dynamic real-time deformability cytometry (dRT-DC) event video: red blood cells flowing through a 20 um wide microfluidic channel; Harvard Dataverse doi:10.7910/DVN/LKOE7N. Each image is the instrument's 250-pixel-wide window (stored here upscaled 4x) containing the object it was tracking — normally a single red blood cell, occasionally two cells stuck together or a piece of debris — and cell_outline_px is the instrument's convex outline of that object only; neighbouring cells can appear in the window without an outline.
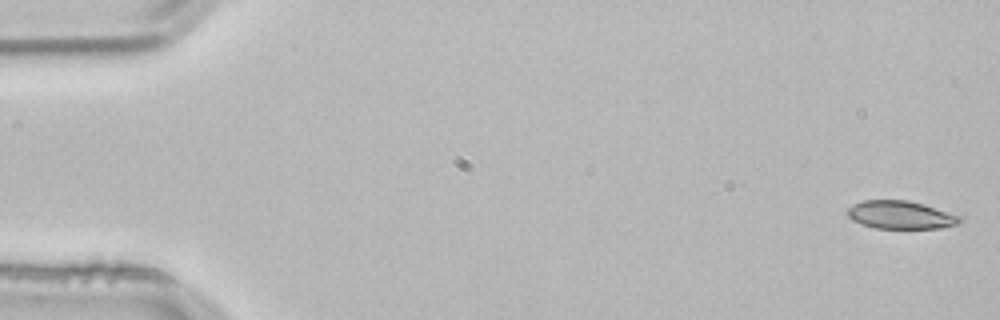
{"species": "common noctule bat (a hibernating species)", "species_latin": "Nyctalus noctula", "temperature_condition": "room temperature", "stored_images_in_passage": 4, "camera_frame_rate_fps": 3000, "um_per_image_px": 0.085, "animal": {"sex": "male", "body_mass_g": 21.5, "forearm_length_mm": 52.0}, "frame": {"image": 1, "passage_image": 1, "time_ms": 0.0, "image_size_px": [1000, 320], "cell_outline_px": [[964, 220], [960, 224], [940, 228], [876, 228], [860, 224], [852, 220], [848, 216], [848, 208], [852, 204], [864, 200], [908, 200], [924, 204], [960, 216]], "centroid_in_image_um": [76.56, 18.27], "position_along_channel_um": 8.4, "area_um2": 18.44}}
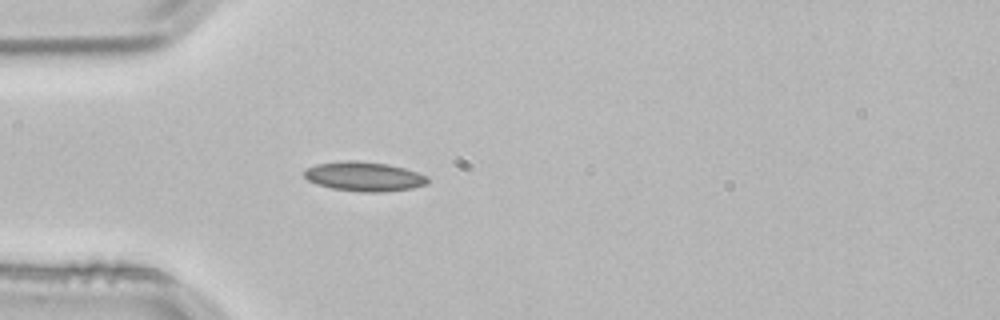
{"frame": {"image": 2, "passage_image": 4, "time_ms": 1.0, "image_size_px": [1000, 320], "cell_outline_px": [[428, 184], [412, 188], [384, 192], [364, 192], [332, 188], [316, 184], [308, 180], [304, 176], [304, 168], [316, 164], [348, 160], [356, 160], [388, 164], [404, 168], [428, 176]], "centroid_in_image_um": [30.94, 15.0], "position_along_channel_um": 54.1, "area_um2": 21.21}}